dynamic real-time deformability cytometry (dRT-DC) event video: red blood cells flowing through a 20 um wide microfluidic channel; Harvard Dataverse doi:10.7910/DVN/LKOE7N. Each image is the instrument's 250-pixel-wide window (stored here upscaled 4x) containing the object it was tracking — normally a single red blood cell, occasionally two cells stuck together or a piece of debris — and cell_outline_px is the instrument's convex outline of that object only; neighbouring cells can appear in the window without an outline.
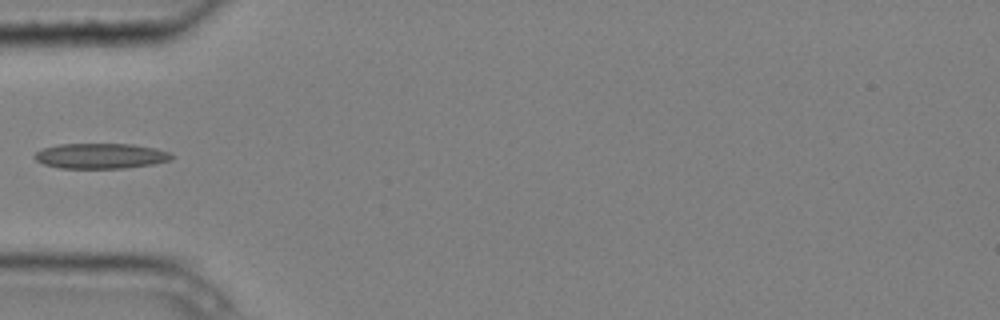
{"species": "common noctule bat (a hibernating species)", "species_latin": "Nyctalus noctula", "temperature_condition": "cold", "stored_images_in_passage": 8, "camera_frame_rate_fps": 3000, "um_per_image_px": 0.085, "animal": {"sex": "male", "body_mass_g": 20.4}, "frame": {"image": 1, "passage_image": 4, "time_ms": 1.0, "image_size_px": [1000, 320], "cell_outline_px": [[176, 156], [172, 160], [152, 164], [124, 168], [60, 168], [44, 164], [36, 160], [32, 156], [36, 152], [44, 148], [56, 144], [132, 144], [156, 148], [172, 152]], "centroid_in_image_um": [8.6, 13.25], "position_along_channel_um": 76.4, "area_um2": 20.4}}
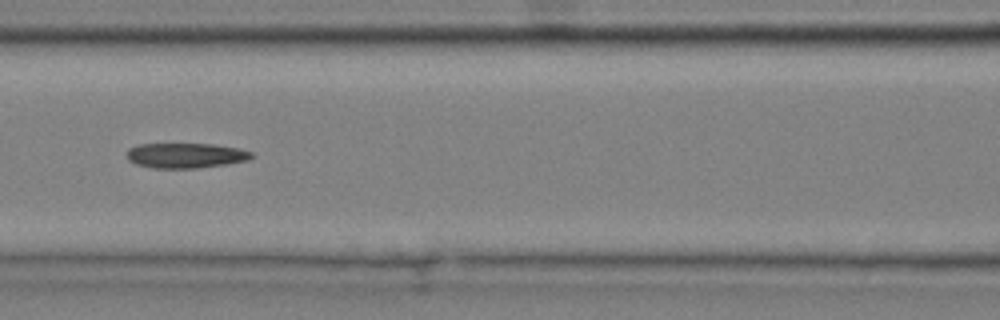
{"frame": {"image": 2, "passage_image": 6, "time_ms": 1.667, "image_size_px": [1000, 320], "cell_outline_px": [[256, 156], [248, 160], [228, 164], [196, 168], [152, 168], [136, 164], [128, 160], [128, 148], [140, 144], [212, 144], [240, 148], [252, 152]], "centroid_in_image_um": [15.83, 13.22], "position_along_channel_um": 150.8, "area_um2": 18.32}}
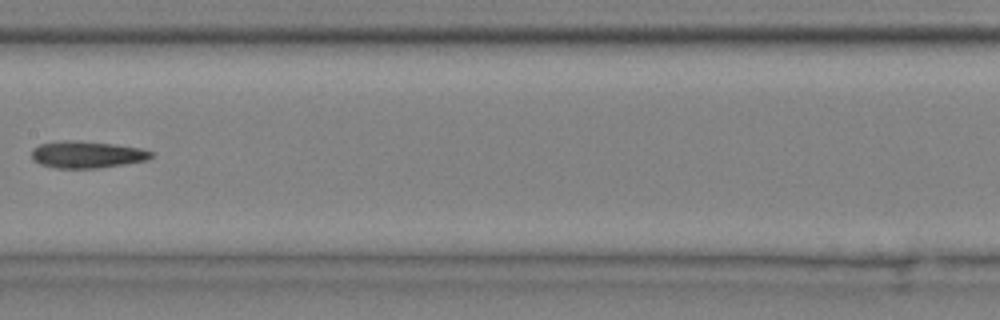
{"frame": {"image": 3, "passage_image": 7, "time_ms": 2.0, "image_size_px": [1000, 320], "cell_outline_px": [[152, 156], [148, 160], [124, 164], [96, 168], [56, 168], [40, 164], [32, 160], [32, 148], [40, 144], [60, 140], [72, 140], [112, 144], [140, 148], [152, 152]], "centroid_in_image_um": [7.35, 13.14], "position_along_channel_um": 200.1, "area_um2": 18.67}}